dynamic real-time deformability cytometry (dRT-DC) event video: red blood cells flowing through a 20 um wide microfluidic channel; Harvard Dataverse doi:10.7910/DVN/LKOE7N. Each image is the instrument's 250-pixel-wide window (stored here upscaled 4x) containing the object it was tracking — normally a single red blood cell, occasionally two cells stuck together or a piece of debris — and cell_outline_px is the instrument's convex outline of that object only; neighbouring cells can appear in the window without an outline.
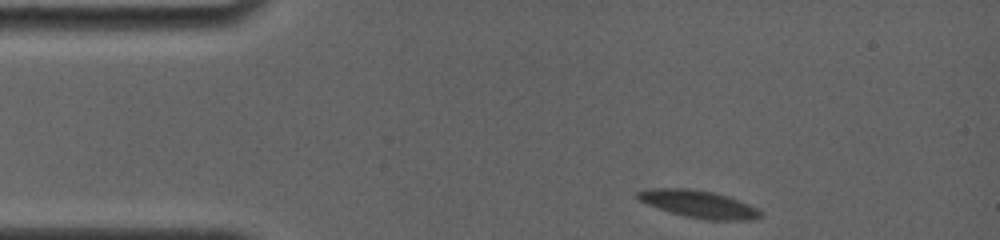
{"species": "common noctule bat (a hibernating species)", "species_latin": "Nyctalus noctula", "temperature_condition": "room temperature", "stored_images_in_passage": 10, "camera_frame_rate_fps": 4000, "um_per_image_px": 0.085, "animal": {"sex": "female", "body_mass_g": 19.0, "forearm_length_mm": 56.7}, "frame": {"image": 1, "passage_image": 1, "time_ms": 0.0, "image_size_px": [1000, 240], "cell_outline_px": [[764, 216], [756, 220], [704, 220], [684, 216], [648, 204], [640, 200], [636, 196], [636, 192], [648, 188], [688, 188], [712, 192], [728, 196], [748, 204], [756, 208]], "centroid_in_image_um": [59.41, 17.35], "position_along_channel_um": 25.6, "area_um2": 19.54}}